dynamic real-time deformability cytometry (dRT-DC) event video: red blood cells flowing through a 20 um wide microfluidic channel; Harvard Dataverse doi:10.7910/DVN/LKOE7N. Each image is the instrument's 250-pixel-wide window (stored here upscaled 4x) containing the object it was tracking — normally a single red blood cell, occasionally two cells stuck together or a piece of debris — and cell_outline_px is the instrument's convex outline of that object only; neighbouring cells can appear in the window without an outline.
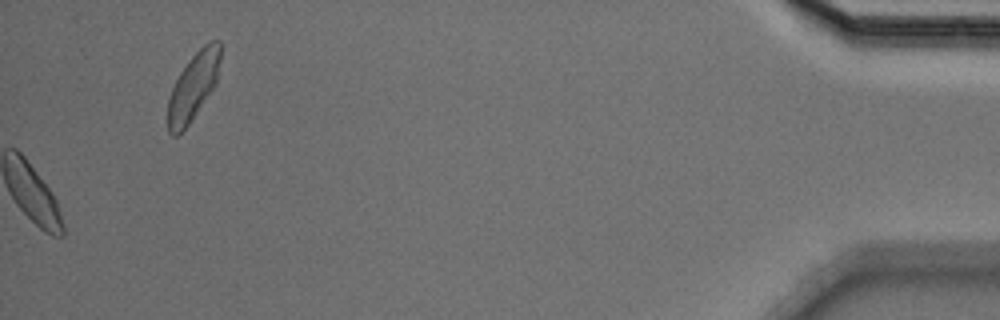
{"species": "Egyptian fruit bat (a non-hibernating species)", "species_latin": "Rousettus aegyptiacus", "temperature_condition": "cold", "stored_images_in_passage": 36, "camera_frame_rate_fps": 3000, "um_per_image_px": 0.085, "animal": {"sex": "male"}, "frame": {"image": 1, "passage_image": 36, "time_ms": 11.667, "image_size_px": [1000, 320], "cell_outline_px": [[220, 60], [216, 84], [188, 124], [176, 136], [172, 136], [168, 132], [168, 100], [172, 88], [180, 72], [188, 60], [208, 40], [220, 40]], "centroid_in_image_um": [16.43, 7.32], "position_along_channel_um": 418.8, "area_um2": 20.35}}